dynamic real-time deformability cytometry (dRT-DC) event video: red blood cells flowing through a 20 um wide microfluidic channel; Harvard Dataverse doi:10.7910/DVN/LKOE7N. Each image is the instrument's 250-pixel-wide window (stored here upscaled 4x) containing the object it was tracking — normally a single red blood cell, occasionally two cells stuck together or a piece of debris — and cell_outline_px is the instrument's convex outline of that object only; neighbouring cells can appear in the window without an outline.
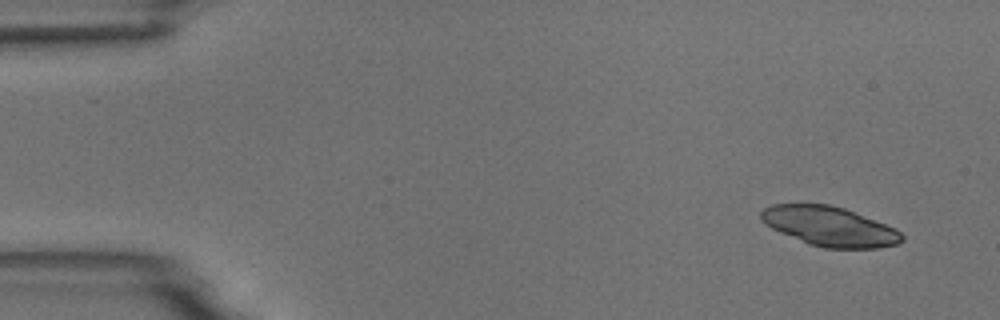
{"species": "common noctule bat (a hibernating species)", "species_latin": "Nyctalus noctula", "temperature_condition": "room temperature", "stored_images_in_passage": 7, "camera_frame_rate_fps": 3000, "um_per_image_px": 0.085, "animal": {"sex": "male", "body_mass_g": 18.8}, "frame": {"image": 1, "passage_image": 1, "time_ms": 0.0, "image_size_px": [1000, 320], "cell_outline_px": [[904, 240], [896, 244], [880, 248], [824, 248], [808, 244], [772, 228], [764, 224], [760, 220], [760, 212], [764, 208], [772, 204], [828, 204], [844, 208], [896, 228], [904, 236]], "centroid_in_image_um": [70.51, 19.24], "position_along_channel_um": 14.5, "area_um2": 32.43}}